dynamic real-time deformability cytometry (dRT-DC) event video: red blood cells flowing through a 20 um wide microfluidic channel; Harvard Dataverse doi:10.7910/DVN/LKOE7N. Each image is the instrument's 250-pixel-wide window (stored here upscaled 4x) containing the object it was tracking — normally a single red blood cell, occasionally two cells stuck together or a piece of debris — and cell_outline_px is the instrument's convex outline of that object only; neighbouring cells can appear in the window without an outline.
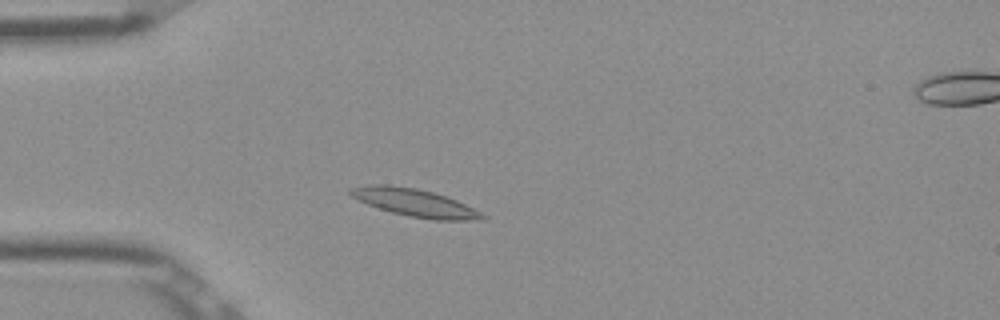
{"species": "Egyptian fruit bat (a non-hibernating species)", "species_latin": "Rousettus aegyptiacus", "temperature_condition": "room temperature", "stored_images_in_passage": 48, "camera_frame_rate_fps": 3000, "um_per_image_px": 0.085, "frame": {"image": 1, "passage_image": 10, "time_ms": 3.0, "image_size_px": [1000, 320], "cell_outline_px": [[488, 216], [480, 220], [432, 220], [408, 216], [392, 212], [368, 204], [352, 196], [348, 192], [348, 188], [368, 184], [388, 184], [416, 188], [448, 196]], "centroid_in_image_um": [35.25, 17.22], "position_along_channel_um": 49.8, "area_um2": 21.21}}
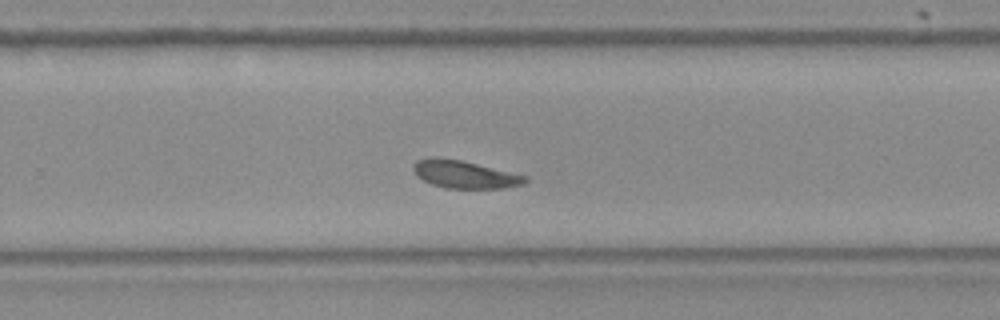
{"frame": {"image": 2, "passage_image": 30, "time_ms": 9.667, "image_size_px": [1000, 320], "cell_outline_px": [[528, 180], [524, 184], [504, 188], [444, 188], [432, 184], [416, 176], [412, 168], [416, 160], [432, 156], [436, 156], [460, 160], [528, 176]], "centroid_in_image_um": [39.46, 14.81], "position_along_channel_um": 290.3, "area_um2": 18.09}}
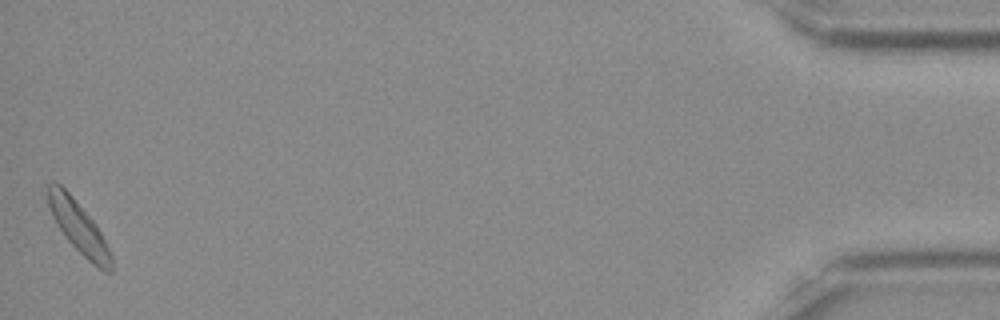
{"frame": {"image": 3, "passage_image": 48, "time_ms": 15.667, "image_size_px": [1000, 320], "cell_outline_px": [[112, 272], [104, 272], [92, 264], [68, 240], [56, 224], [52, 216], [48, 204], [48, 184], [60, 184], [72, 196], [96, 224], [112, 256]], "centroid_in_image_um": [6.7, 19.35], "position_along_channel_um": 428.5, "area_um2": 18.61}, "authors_computed_cell_mechanics": {"area_um2": 18.5538, "velocity_mm_per_s": 3.8257, "shape_relaxation_time_tau1_ms": 6.2937, "shape_relaxation_time_tau2_ms": 2.2671, "deformation_change_tau1": 0.166, "deformation_change_tau2": 0.0863}}